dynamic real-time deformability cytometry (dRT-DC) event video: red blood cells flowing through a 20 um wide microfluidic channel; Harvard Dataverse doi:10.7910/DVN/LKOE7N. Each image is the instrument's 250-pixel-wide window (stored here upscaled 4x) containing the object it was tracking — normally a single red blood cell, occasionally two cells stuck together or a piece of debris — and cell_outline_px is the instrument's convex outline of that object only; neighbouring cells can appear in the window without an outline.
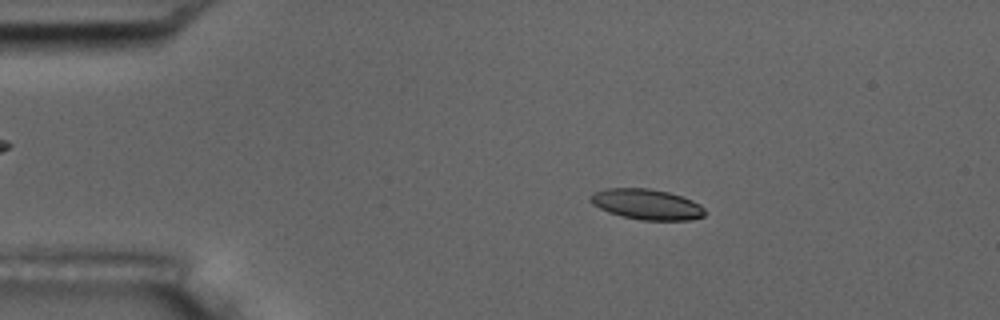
{"species": "common noctule bat (a hibernating species)", "species_latin": "Nyctalus noctula", "temperature_condition": "room temperature", "stored_images_in_passage": 8, "camera_frame_rate_fps": 3000, "um_per_image_px": 0.085, "animal": {"sex": "male", "body_mass_g": 17.5, "forearm_length_mm": 52.3}, "frame": {"image": 1, "passage_image": 3, "time_ms": 2.0, "image_size_px": [1000, 320], "cell_outline_px": [[704, 216], [688, 220], [640, 220], [608, 212], [592, 204], [588, 200], [588, 196], [592, 192], [604, 188], [648, 188], [668, 192], [692, 200], [700, 204], [704, 208]], "centroid_in_image_um": [54.92, 17.35], "position_along_channel_um": 30.1, "area_um2": 20.4}}
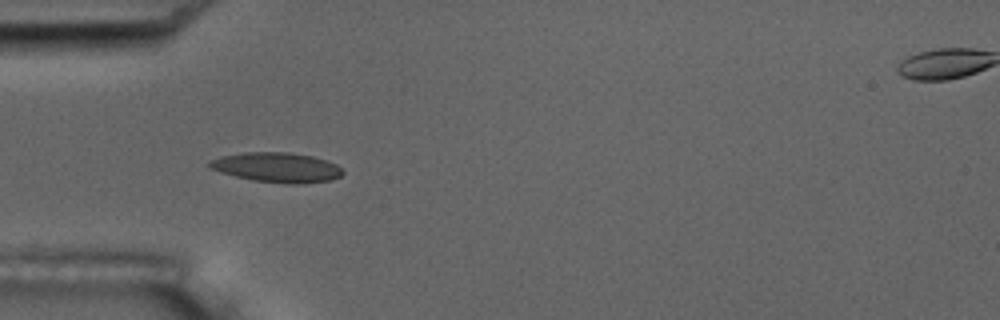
{"frame": {"image": 2, "passage_image": 5, "time_ms": 4.333, "image_size_px": [1000, 320], "cell_outline_px": [[344, 172], [340, 176], [332, 180], [300, 184], [288, 184], [252, 180], [220, 172], [208, 168], [208, 160], [220, 156], [244, 152], [288, 152], [312, 156], [336, 164]], "centroid_in_image_um": [23.5, 14.23], "position_along_channel_um": 61.5, "area_um2": 23.24}}
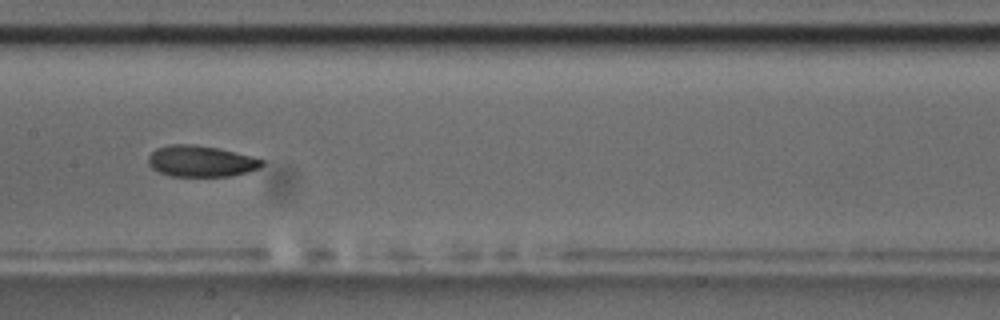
{"frame": {"image": 3, "passage_image": 8, "time_ms": 8.0, "image_size_px": [1000, 320], "cell_outline_px": [[264, 164], [260, 168], [248, 172], [232, 176], [172, 176], [160, 172], [152, 168], [148, 164], [148, 156], [156, 148], [168, 144], [192, 144], [216, 148], [252, 156], [264, 160]], "centroid_in_image_um": [17.08, 13.7], "position_along_channel_um": 190.3, "area_um2": 20.69}}